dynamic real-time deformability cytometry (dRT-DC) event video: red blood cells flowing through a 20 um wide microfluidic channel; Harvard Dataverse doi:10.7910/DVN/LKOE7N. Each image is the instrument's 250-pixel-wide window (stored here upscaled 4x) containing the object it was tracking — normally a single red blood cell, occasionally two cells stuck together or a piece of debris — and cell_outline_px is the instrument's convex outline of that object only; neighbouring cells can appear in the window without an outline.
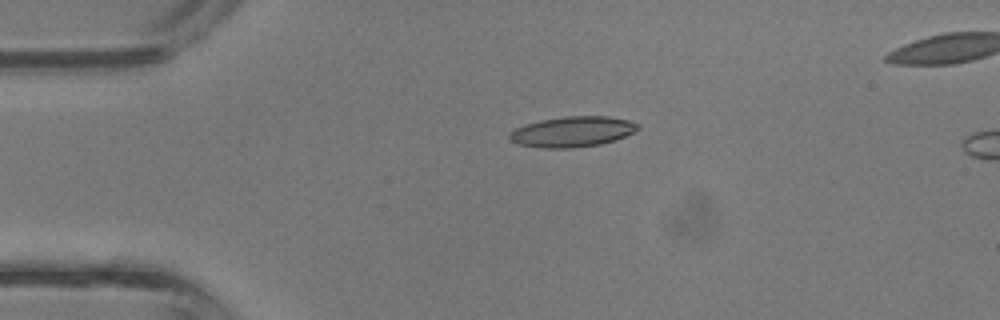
{"species": "common noctule bat (a hibernating species)", "species_latin": "Nyctalus noctula", "temperature_condition": "room temperature", "stored_images_in_passage": 3, "camera_frame_rate_fps": 3000, "um_per_image_px": 0.085, "animal": {"sex": "male", "body_mass_g": 13.3}, "frame": {"image": 1, "passage_image": 1, "time_ms": 0.0, "image_size_px": [1000, 320], "cell_outline_px": [[640, 128], [636, 132], [616, 140], [600, 144], [572, 148], [540, 148], [516, 144], [508, 136], [508, 132], [524, 124], [540, 120], [568, 116], [608, 116], [628, 120], [640, 124]], "centroid_in_image_um": [48.67, 11.2], "position_along_channel_um": 36.3, "area_um2": 23.06}}
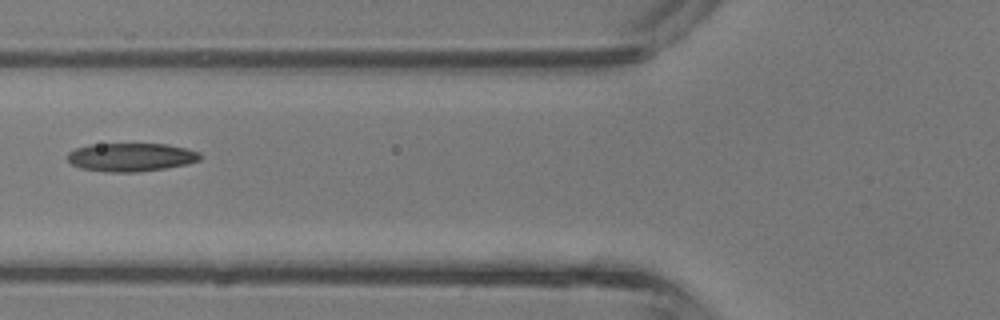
{"frame": {"image": 2, "passage_image": 3, "time_ms": 0.667, "image_size_px": [1000, 320], "cell_outline_px": [[200, 160], [188, 164], [164, 168], [136, 172], [112, 172], [80, 168], [72, 164], [68, 160], [68, 152], [76, 148], [88, 144], [168, 144], [200, 152]], "centroid_in_image_um": [11.13, 13.35], "position_along_channel_um": 114.7, "area_um2": 21.85}}